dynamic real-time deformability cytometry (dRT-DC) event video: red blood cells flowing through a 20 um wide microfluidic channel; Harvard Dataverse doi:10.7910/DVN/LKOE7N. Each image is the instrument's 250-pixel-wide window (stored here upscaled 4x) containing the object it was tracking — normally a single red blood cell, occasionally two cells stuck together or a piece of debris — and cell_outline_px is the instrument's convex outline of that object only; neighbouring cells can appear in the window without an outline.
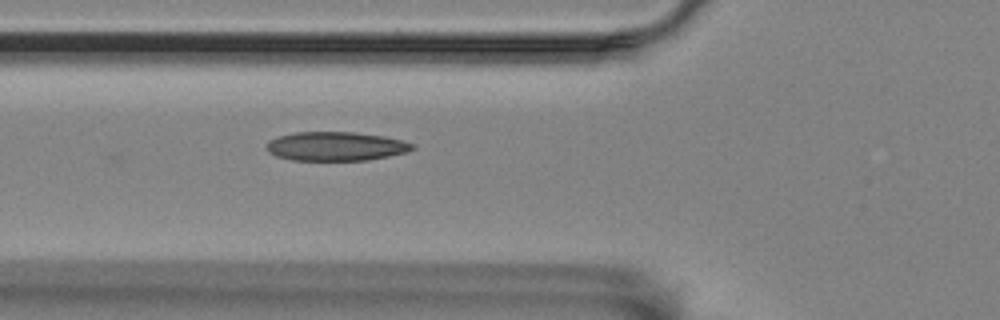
{"species": "Egyptian fruit bat (a non-hibernating species)", "species_latin": "Rousettus aegyptiacus", "temperature_condition": "room temperature", "stored_images_in_passage": 8, "camera_frame_rate_fps": 3000, "um_per_image_px": 0.085, "animal": {"sex": "female"}, "frame": {"image": 1, "passage_image": 8, "time_ms": 8.0, "image_size_px": [1000, 320], "cell_outline_px": [[416, 148], [408, 152], [368, 160], [292, 160], [276, 156], [268, 152], [268, 140], [276, 136], [296, 132], [352, 132], [384, 136], [416, 144]], "centroid_in_image_um": [28.56, 12.43], "position_along_channel_um": 97.2, "area_um2": 24.68}}